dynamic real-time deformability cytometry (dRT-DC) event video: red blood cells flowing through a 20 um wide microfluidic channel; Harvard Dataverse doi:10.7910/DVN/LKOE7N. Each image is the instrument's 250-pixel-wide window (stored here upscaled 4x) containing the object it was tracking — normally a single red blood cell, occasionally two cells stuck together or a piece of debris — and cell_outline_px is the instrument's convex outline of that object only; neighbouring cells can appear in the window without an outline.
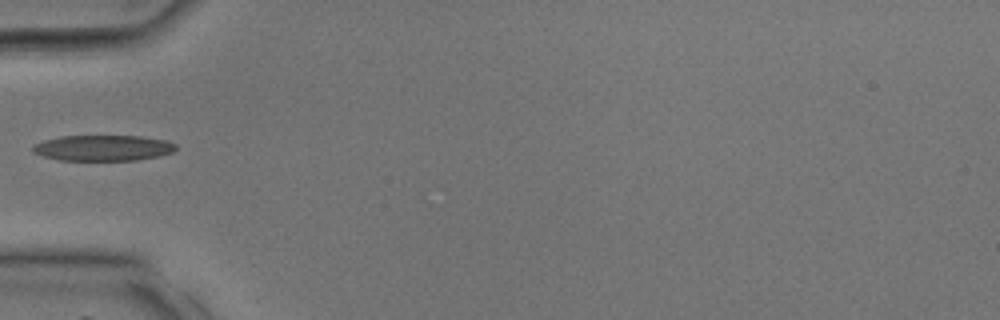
{"species": "common noctule bat (a hibernating species)", "species_latin": "Nyctalus noctula", "temperature_condition": "room temperature", "stored_images_in_passage": 26, "camera_frame_rate_fps": 3000, "um_per_image_px": 0.085, "animal": {"sex": "male", "body_mass_g": 17.9, "forearm_length_mm": 54.2}, "frame": {"image": 1, "passage_image": 1, "time_ms": 0.0, "image_size_px": [1000, 320], "cell_outline_px": [[176, 148], [172, 152], [160, 156], [136, 160], [60, 160], [44, 156], [32, 152], [32, 144], [44, 140], [60, 136], [140, 136], [168, 140], [176, 144]], "centroid_in_image_um": [8.76, 12.57], "position_along_channel_um": 76.2, "area_um2": 21.56}}
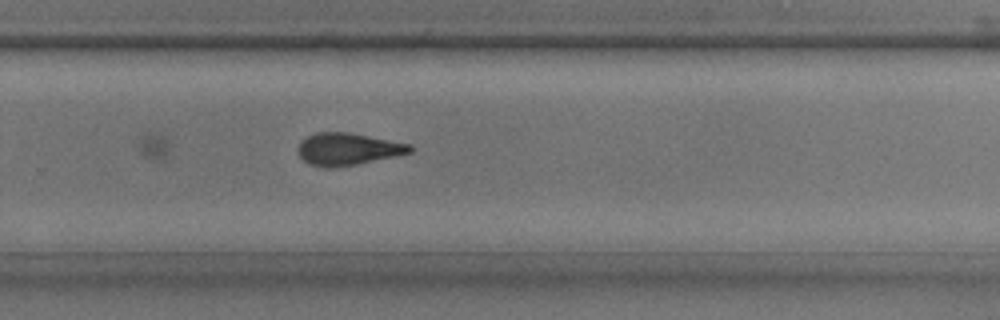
{"frame": {"image": 2, "passage_image": 13, "time_ms": 4.0, "image_size_px": [1000, 320], "cell_outline_px": [[412, 152], [356, 164], [332, 168], [324, 168], [308, 164], [300, 156], [296, 148], [300, 140], [316, 132], [348, 132], [412, 144]], "centroid_in_image_um": [29.51, 12.67], "position_along_channel_um": 300.3, "area_um2": 21.04}}
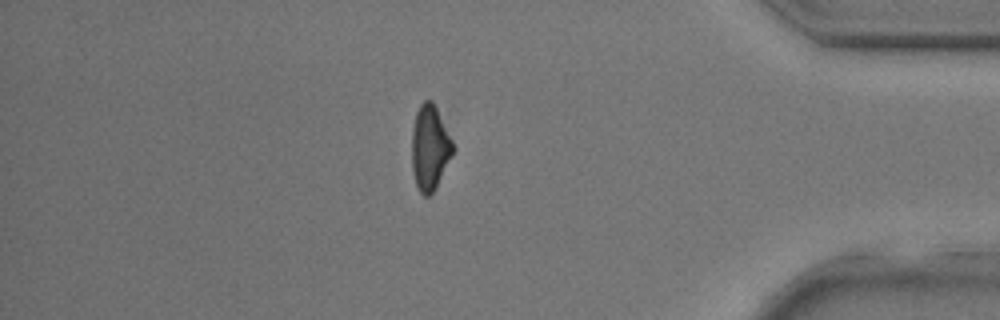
{"frame": {"image": 3, "passage_image": 20, "time_ms": 6.333, "image_size_px": [1000, 320], "cell_outline_px": [[452, 152], [436, 188], [428, 196], [424, 196], [416, 188], [412, 172], [412, 128], [416, 112], [420, 104], [424, 100], [432, 100], [452, 140]], "centroid_in_image_um": [36.49, 12.57], "position_along_channel_um": 398.7, "area_um2": 20.06}}